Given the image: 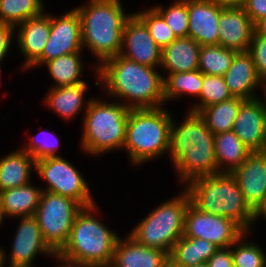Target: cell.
<instances>
[{
	"label": "cell",
	"instance_id": "1",
	"mask_svg": "<svg viewBox=\"0 0 266 267\" xmlns=\"http://www.w3.org/2000/svg\"><path fill=\"white\" fill-rule=\"evenodd\" d=\"M156 68L129 60L120 54L95 70L104 90L129 109L159 108L165 103L163 77ZM123 99V100H122Z\"/></svg>",
	"mask_w": 266,
	"mask_h": 267
},
{
	"label": "cell",
	"instance_id": "2",
	"mask_svg": "<svg viewBox=\"0 0 266 267\" xmlns=\"http://www.w3.org/2000/svg\"><path fill=\"white\" fill-rule=\"evenodd\" d=\"M183 120L181 124L172 120L169 149V157L180 182L187 184L197 177L220 173L214 134L207 128L203 118L188 110Z\"/></svg>",
	"mask_w": 266,
	"mask_h": 267
},
{
	"label": "cell",
	"instance_id": "3",
	"mask_svg": "<svg viewBox=\"0 0 266 267\" xmlns=\"http://www.w3.org/2000/svg\"><path fill=\"white\" fill-rule=\"evenodd\" d=\"M191 203L199 210L230 218L246 232L257 222L256 213L246 203L238 182L232 173L220 172L201 176L185 185Z\"/></svg>",
	"mask_w": 266,
	"mask_h": 267
},
{
	"label": "cell",
	"instance_id": "4",
	"mask_svg": "<svg viewBox=\"0 0 266 267\" xmlns=\"http://www.w3.org/2000/svg\"><path fill=\"white\" fill-rule=\"evenodd\" d=\"M81 19L83 50L85 47L98 59L97 68L105 60L120 54L123 28L132 15L126 14L120 0H88L75 8Z\"/></svg>",
	"mask_w": 266,
	"mask_h": 267
},
{
	"label": "cell",
	"instance_id": "5",
	"mask_svg": "<svg viewBox=\"0 0 266 267\" xmlns=\"http://www.w3.org/2000/svg\"><path fill=\"white\" fill-rule=\"evenodd\" d=\"M172 116L163 106L129 110L123 147L129 162L144 165L169 153Z\"/></svg>",
	"mask_w": 266,
	"mask_h": 267
},
{
	"label": "cell",
	"instance_id": "6",
	"mask_svg": "<svg viewBox=\"0 0 266 267\" xmlns=\"http://www.w3.org/2000/svg\"><path fill=\"white\" fill-rule=\"evenodd\" d=\"M97 210L93 204L78 212L67 243L58 253L71 260L109 267L120 236L95 217Z\"/></svg>",
	"mask_w": 266,
	"mask_h": 267
},
{
	"label": "cell",
	"instance_id": "7",
	"mask_svg": "<svg viewBox=\"0 0 266 267\" xmlns=\"http://www.w3.org/2000/svg\"><path fill=\"white\" fill-rule=\"evenodd\" d=\"M129 108L120 101L106 102L90 98L84 111L81 148L89 155L99 156L113 150L123 149Z\"/></svg>",
	"mask_w": 266,
	"mask_h": 267
},
{
	"label": "cell",
	"instance_id": "8",
	"mask_svg": "<svg viewBox=\"0 0 266 267\" xmlns=\"http://www.w3.org/2000/svg\"><path fill=\"white\" fill-rule=\"evenodd\" d=\"M182 192L151 210L128 235L141 245L170 254L183 236L185 214L191 202L188 192L185 189Z\"/></svg>",
	"mask_w": 266,
	"mask_h": 267
},
{
	"label": "cell",
	"instance_id": "9",
	"mask_svg": "<svg viewBox=\"0 0 266 267\" xmlns=\"http://www.w3.org/2000/svg\"><path fill=\"white\" fill-rule=\"evenodd\" d=\"M82 208L71 198L42 191L34 216L44 241L54 252H59L67 243L74 219Z\"/></svg>",
	"mask_w": 266,
	"mask_h": 267
},
{
	"label": "cell",
	"instance_id": "10",
	"mask_svg": "<svg viewBox=\"0 0 266 267\" xmlns=\"http://www.w3.org/2000/svg\"><path fill=\"white\" fill-rule=\"evenodd\" d=\"M35 171L47 183V191L77 201L82 207L95 204L94 196L81 173L61 156L47 157L35 162Z\"/></svg>",
	"mask_w": 266,
	"mask_h": 267
},
{
	"label": "cell",
	"instance_id": "11",
	"mask_svg": "<svg viewBox=\"0 0 266 267\" xmlns=\"http://www.w3.org/2000/svg\"><path fill=\"white\" fill-rule=\"evenodd\" d=\"M246 231L234 220L205 213L191 202L186 210L183 237L205 239L228 248Z\"/></svg>",
	"mask_w": 266,
	"mask_h": 267
},
{
	"label": "cell",
	"instance_id": "12",
	"mask_svg": "<svg viewBox=\"0 0 266 267\" xmlns=\"http://www.w3.org/2000/svg\"><path fill=\"white\" fill-rule=\"evenodd\" d=\"M84 52L81 19L75 7L61 16L51 14V31L42 55L28 68L43 66L62 55Z\"/></svg>",
	"mask_w": 266,
	"mask_h": 267
},
{
	"label": "cell",
	"instance_id": "13",
	"mask_svg": "<svg viewBox=\"0 0 266 267\" xmlns=\"http://www.w3.org/2000/svg\"><path fill=\"white\" fill-rule=\"evenodd\" d=\"M232 130L251 152L266 151V99H245Z\"/></svg>",
	"mask_w": 266,
	"mask_h": 267
},
{
	"label": "cell",
	"instance_id": "14",
	"mask_svg": "<svg viewBox=\"0 0 266 267\" xmlns=\"http://www.w3.org/2000/svg\"><path fill=\"white\" fill-rule=\"evenodd\" d=\"M120 55L149 67L161 65L162 48L156 44L146 25L134 13L124 24Z\"/></svg>",
	"mask_w": 266,
	"mask_h": 267
},
{
	"label": "cell",
	"instance_id": "15",
	"mask_svg": "<svg viewBox=\"0 0 266 267\" xmlns=\"http://www.w3.org/2000/svg\"><path fill=\"white\" fill-rule=\"evenodd\" d=\"M18 219L20 223L12 241L8 267H34L32 262L39 253L52 257L55 252L44 241L36 217L33 215Z\"/></svg>",
	"mask_w": 266,
	"mask_h": 267
},
{
	"label": "cell",
	"instance_id": "16",
	"mask_svg": "<svg viewBox=\"0 0 266 267\" xmlns=\"http://www.w3.org/2000/svg\"><path fill=\"white\" fill-rule=\"evenodd\" d=\"M231 173L246 203L257 213L266 203V151L251 152Z\"/></svg>",
	"mask_w": 266,
	"mask_h": 267
},
{
	"label": "cell",
	"instance_id": "17",
	"mask_svg": "<svg viewBox=\"0 0 266 267\" xmlns=\"http://www.w3.org/2000/svg\"><path fill=\"white\" fill-rule=\"evenodd\" d=\"M218 26L219 45L237 52L249 50L255 27L243 7H223Z\"/></svg>",
	"mask_w": 266,
	"mask_h": 267
},
{
	"label": "cell",
	"instance_id": "18",
	"mask_svg": "<svg viewBox=\"0 0 266 267\" xmlns=\"http://www.w3.org/2000/svg\"><path fill=\"white\" fill-rule=\"evenodd\" d=\"M223 7L213 0H188V36L200 46L217 45L219 17Z\"/></svg>",
	"mask_w": 266,
	"mask_h": 267
},
{
	"label": "cell",
	"instance_id": "19",
	"mask_svg": "<svg viewBox=\"0 0 266 267\" xmlns=\"http://www.w3.org/2000/svg\"><path fill=\"white\" fill-rule=\"evenodd\" d=\"M19 27V28H18ZM18 48L24 56L23 70L28 68L42 55L51 31V14L45 11L17 25Z\"/></svg>",
	"mask_w": 266,
	"mask_h": 267
},
{
	"label": "cell",
	"instance_id": "20",
	"mask_svg": "<svg viewBox=\"0 0 266 267\" xmlns=\"http://www.w3.org/2000/svg\"><path fill=\"white\" fill-rule=\"evenodd\" d=\"M223 77L233 97L243 99L257 98V91L255 90L259 86L260 89H264V83L257 76L252 55L248 51L235 54L231 66Z\"/></svg>",
	"mask_w": 266,
	"mask_h": 267
},
{
	"label": "cell",
	"instance_id": "21",
	"mask_svg": "<svg viewBox=\"0 0 266 267\" xmlns=\"http://www.w3.org/2000/svg\"><path fill=\"white\" fill-rule=\"evenodd\" d=\"M169 253L137 243L131 236L116 242L109 267H163Z\"/></svg>",
	"mask_w": 266,
	"mask_h": 267
},
{
	"label": "cell",
	"instance_id": "22",
	"mask_svg": "<svg viewBox=\"0 0 266 267\" xmlns=\"http://www.w3.org/2000/svg\"><path fill=\"white\" fill-rule=\"evenodd\" d=\"M88 86L83 81L75 85L51 87L43 101L48 108L50 107L55 114L63 119H74L81 110L88 108L90 100H85V93L89 88Z\"/></svg>",
	"mask_w": 266,
	"mask_h": 267
},
{
	"label": "cell",
	"instance_id": "23",
	"mask_svg": "<svg viewBox=\"0 0 266 267\" xmlns=\"http://www.w3.org/2000/svg\"><path fill=\"white\" fill-rule=\"evenodd\" d=\"M201 46L191 37L176 38L162 49L160 67L167 74L188 72L198 69Z\"/></svg>",
	"mask_w": 266,
	"mask_h": 267
},
{
	"label": "cell",
	"instance_id": "24",
	"mask_svg": "<svg viewBox=\"0 0 266 267\" xmlns=\"http://www.w3.org/2000/svg\"><path fill=\"white\" fill-rule=\"evenodd\" d=\"M41 194L42 188L33 186L31 182L1 191L0 210L3 219L35 215Z\"/></svg>",
	"mask_w": 266,
	"mask_h": 267
},
{
	"label": "cell",
	"instance_id": "25",
	"mask_svg": "<svg viewBox=\"0 0 266 267\" xmlns=\"http://www.w3.org/2000/svg\"><path fill=\"white\" fill-rule=\"evenodd\" d=\"M35 162L33 157L22 148L1 157L0 192L30 183L31 170L35 169Z\"/></svg>",
	"mask_w": 266,
	"mask_h": 267
},
{
	"label": "cell",
	"instance_id": "26",
	"mask_svg": "<svg viewBox=\"0 0 266 267\" xmlns=\"http://www.w3.org/2000/svg\"><path fill=\"white\" fill-rule=\"evenodd\" d=\"M214 147L219 172L231 173L251 153L233 130L215 134Z\"/></svg>",
	"mask_w": 266,
	"mask_h": 267
},
{
	"label": "cell",
	"instance_id": "27",
	"mask_svg": "<svg viewBox=\"0 0 266 267\" xmlns=\"http://www.w3.org/2000/svg\"><path fill=\"white\" fill-rule=\"evenodd\" d=\"M218 249L205 239L182 236L175 242L169 258L182 267H192L206 263Z\"/></svg>",
	"mask_w": 266,
	"mask_h": 267
},
{
	"label": "cell",
	"instance_id": "28",
	"mask_svg": "<svg viewBox=\"0 0 266 267\" xmlns=\"http://www.w3.org/2000/svg\"><path fill=\"white\" fill-rule=\"evenodd\" d=\"M244 100L240 97H232L229 100L204 107L198 114L203 118L207 128L214 135L231 131L238 110Z\"/></svg>",
	"mask_w": 266,
	"mask_h": 267
},
{
	"label": "cell",
	"instance_id": "29",
	"mask_svg": "<svg viewBox=\"0 0 266 267\" xmlns=\"http://www.w3.org/2000/svg\"><path fill=\"white\" fill-rule=\"evenodd\" d=\"M81 55V52L70 53L44 64L55 83L51 87L75 85L84 81L81 80V76H84Z\"/></svg>",
	"mask_w": 266,
	"mask_h": 267
},
{
	"label": "cell",
	"instance_id": "30",
	"mask_svg": "<svg viewBox=\"0 0 266 267\" xmlns=\"http://www.w3.org/2000/svg\"><path fill=\"white\" fill-rule=\"evenodd\" d=\"M203 83V73L198 69L188 72L167 74L163 77L165 103L186 94L199 100ZM175 98V99H174Z\"/></svg>",
	"mask_w": 266,
	"mask_h": 267
},
{
	"label": "cell",
	"instance_id": "31",
	"mask_svg": "<svg viewBox=\"0 0 266 267\" xmlns=\"http://www.w3.org/2000/svg\"><path fill=\"white\" fill-rule=\"evenodd\" d=\"M42 0H0V23L17 26L44 12Z\"/></svg>",
	"mask_w": 266,
	"mask_h": 267
},
{
	"label": "cell",
	"instance_id": "32",
	"mask_svg": "<svg viewBox=\"0 0 266 267\" xmlns=\"http://www.w3.org/2000/svg\"><path fill=\"white\" fill-rule=\"evenodd\" d=\"M237 51L219 44L201 46L198 70L203 74L223 76L231 66Z\"/></svg>",
	"mask_w": 266,
	"mask_h": 267
},
{
	"label": "cell",
	"instance_id": "33",
	"mask_svg": "<svg viewBox=\"0 0 266 267\" xmlns=\"http://www.w3.org/2000/svg\"><path fill=\"white\" fill-rule=\"evenodd\" d=\"M223 76L203 74V83L199 102L191 106L189 111L198 113L202 108L231 99Z\"/></svg>",
	"mask_w": 266,
	"mask_h": 267
},
{
	"label": "cell",
	"instance_id": "34",
	"mask_svg": "<svg viewBox=\"0 0 266 267\" xmlns=\"http://www.w3.org/2000/svg\"><path fill=\"white\" fill-rule=\"evenodd\" d=\"M248 233H243L232 244L234 267H266V254L261 246L247 240L244 242V238L249 235Z\"/></svg>",
	"mask_w": 266,
	"mask_h": 267
},
{
	"label": "cell",
	"instance_id": "35",
	"mask_svg": "<svg viewBox=\"0 0 266 267\" xmlns=\"http://www.w3.org/2000/svg\"><path fill=\"white\" fill-rule=\"evenodd\" d=\"M164 19L176 38L188 36V0H175L165 9L162 5L153 7Z\"/></svg>",
	"mask_w": 266,
	"mask_h": 267
},
{
	"label": "cell",
	"instance_id": "36",
	"mask_svg": "<svg viewBox=\"0 0 266 267\" xmlns=\"http://www.w3.org/2000/svg\"><path fill=\"white\" fill-rule=\"evenodd\" d=\"M134 14L146 25L151 37L160 48L164 49L176 39L163 17L153 7Z\"/></svg>",
	"mask_w": 266,
	"mask_h": 267
},
{
	"label": "cell",
	"instance_id": "37",
	"mask_svg": "<svg viewBox=\"0 0 266 267\" xmlns=\"http://www.w3.org/2000/svg\"><path fill=\"white\" fill-rule=\"evenodd\" d=\"M40 133L43 134V132ZM44 133L46 134H38V136H33L27 146L22 147V149L31 155L35 161L47 157L61 156L60 154H57L60 146L58 137L53 134V132L48 131L47 133V131H45ZM47 134L49 136H47ZM40 135L43 137L41 138Z\"/></svg>",
	"mask_w": 266,
	"mask_h": 267
},
{
	"label": "cell",
	"instance_id": "38",
	"mask_svg": "<svg viewBox=\"0 0 266 267\" xmlns=\"http://www.w3.org/2000/svg\"><path fill=\"white\" fill-rule=\"evenodd\" d=\"M248 52L252 55L257 76L266 82V36L254 31Z\"/></svg>",
	"mask_w": 266,
	"mask_h": 267
},
{
	"label": "cell",
	"instance_id": "39",
	"mask_svg": "<svg viewBox=\"0 0 266 267\" xmlns=\"http://www.w3.org/2000/svg\"><path fill=\"white\" fill-rule=\"evenodd\" d=\"M208 267H234L232 245L228 248H219L208 260Z\"/></svg>",
	"mask_w": 266,
	"mask_h": 267
},
{
	"label": "cell",
	"instance_id": "40",
	"mask_svg": "<svg viewBox=\"0 0 266 267\" xmlns=\"http://www.w3.org/2000/svg\"><path fill=\"white\" fill-rule=\"evenodd\" d=\"M15 30V26L0 23V64L10 52L9 48L11 49V40L14 38L13 33H15Z\"/></svg>",
	"mask_w": 266,
	"mask_h": 267
},
{
	"label": "cell",
	"instance_id": "41",
	"mask_svg": "<svg viewBox=\"0 0 266 267\" xmlns=\"http://www.w3.org/2000/svg\"><path fill=\"white\" fill-rule=\"evenodd\" d=\"M242 7L254 24L266 16V0H247Z\"/></svg>",
	"mask_w": 266,
	"mask_h": 267
},
{
	"label": "cell",
	"instance_id": "42",
	"mask_svg": "<svg viewBox=\"0 0 266 267\" xmlns=\"http://www.w3.org/2000/svg\"><path fill=\"white\" fill-rule=\"evenodd\" d=\"M52 257L54 258V261L56 260V262L58 261L57 263L62 264L59 267H100L96 264L68 259L59 254L58 252H55Z\"/></svg>",
	"mask_w": 266,
	"mask_h": 267
},
{
	"label": "cell",
	"instance_id": "43",
	"mask_svg": "<svg viewBox=\"0 0 266 267\" xmlns=\"http://www.w3.org/2000/svg\"><path fill=\"white\" fill-rule=\"evenodd\" d=\"M213 1L224 7L228 6L242 7L247 0H213Z\"/></svg>",
	"mask_w": 266,
	"mask_h": 267
},
{
	"label": "cell",
	"instance_id": "44",
	"mask_svg": "<svg viewBox=\"0 0 266 267\" xmlns=\"http://www.w3.org/2000/svg\"><path fill=\"white\" fill-rule=\"evenodd\" d=\"M255 32L266 36V16L259 19L255 24Z\"/></svg>",
	"mask_w": 266,
	"mask_h": 267
},
{
	"label": "cell",
	"instance_id": "45",
	"mask_svg": "<svg viewBox=\"0 0 266 267\" xmlns=\"http://www.w3.org/2000/svg\"><path fill=\"white\" fill-rule=\"evenodd\" d=\"M6 252H5V249H2L0 247V267H5V260L7 259L6 258Z\"/></svg>",
	"mask_w": 266,
	"mask_h": 267
},
{
	"label": "cell",
	"instance_id": "46",
	"mask_svg": "<svg viewBox=\"0 0 266 267\" xmlns=\"http://www.w3.org/2000/svg\"><path fill=\"white\" fill-rule=\"evenodd\" d=\"M257 216V220L260 219V217L264 216L263 218H265L266 220V203L265 205L256 213Z\"/></svg>",
	"mask_w": 266,
	"mask_h": 267
},
{
	"label": "cell",
	"instance_id": "47",
	"mask_svg": "<svg viewBox=\"0 0 266 267\" xmlns=\"http://www.w3.org/2000/svg\"><path fill=\"white\" fill-rule=\"evenodd\" d=\"M163 267H182L181 265L176 264L171 258L164 263Z\"/></svg>",
	"mask_w": 266,
	"mask_h": 267
},
{
	"label": "cell",
	"instance_id": "48",
	"mask_svg": "<svg viewBox=\"0 0 266 267\" xmlns=\"http://www.w3.org/2000/svg\"><path fill=\"white\" fill-rule=\"evenodd\" d=\"M263 91V97L264 99H266V82L264 83V89L262 90Z\"/></svg>",
	"mask_w": 266,
	"mask_h": 267
},
{
	"label": "cell",
	"instance_id": "49",
	"mask_svg": "<svg viewBox=\"0 0 266 267\" xmlns=\"http://www.w3.org/2000/svg\"><path fill=\"white\" fill-rule=\"evenodd\" d=\"M192 267H208L207 263H202L200 265L192 266Z\"/></svg>",
	"mask_w": 266,
	"mask_h": 267
},
{
	"label": "cell",
	"instance_id": "50",
	"mask_svg": "<svg viewBox=\"0 0 266 267\" xmlns=\"http://www.w3.org/2000/svg\"><path fill=\"white\" fill-rule=\"evenodd\" d=\"M2 222H3V217L1 215V210H0V226H1Z\"/></svg>",
	"mask_w": 266,
	"mask_h": 267
}]
</instances>
